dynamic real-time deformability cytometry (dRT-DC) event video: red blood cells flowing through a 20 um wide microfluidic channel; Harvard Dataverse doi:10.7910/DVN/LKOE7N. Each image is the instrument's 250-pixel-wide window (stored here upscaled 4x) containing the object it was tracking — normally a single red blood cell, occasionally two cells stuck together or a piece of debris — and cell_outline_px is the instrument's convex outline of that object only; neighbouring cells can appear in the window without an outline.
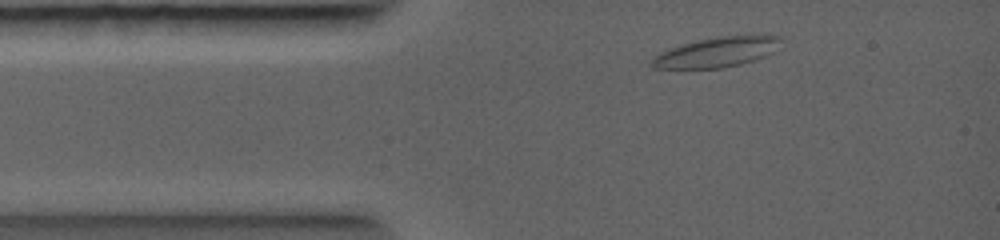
{"species": "common noctule bat (a hibernating species)", "species_latin": "Nyctalus noctula", "temperature_condition": "warm", "stored_images_in_passage": 18, "camera_frame_rate_fps": 5000, "um_per_image_px": 0.085, "animal": {"sex": "female", "body_mass_g": 19.0, "forearm_length_mm": 56.7}, "frame": {"image": 1, "passage_image": 2, "time_ms": 0.6, "image_size_px": [1000, 240], "cell_outline_px": [[784, 36], [772, 52], [756, 60], [724, 68], [652, 68], [648, 64], [660, 52], [668, 48], [680, 44], [696, 40], [720, 36], [756, 32], [768, 32]], "centroid_in_image_um": [61.02, 4.37], "position_along_channel_um": 24.0, "area_um2": 23.47}}
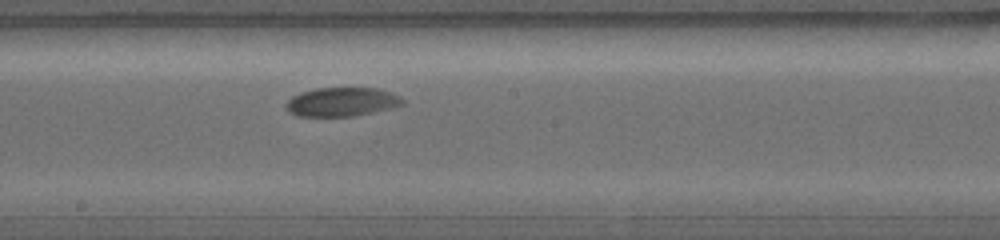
{"frame": {"image": 2, "passage_image": 10, "time_ms": 4.4, "image_size_px": [1000, 240], "cell_outline_px": [[404, 104], [396, 108], [352, 116], [300, 116], [288, 112], [284, 108], [284, 104], [292, 96], [300, 92], [316, 88], [376, 88], [392, 92], [400, 96], [404, 100]], "centroid_in_image_um": [29.07, 8.66], "position_along_channel_um": 219.1, "area_um2": 19.94}}
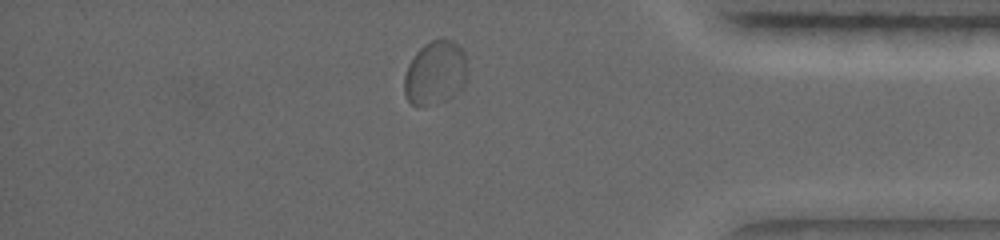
{"frame": {"image": 3, "passage_image": 17, "time_ms": 7.8, "image_size_px": [1000, 240], "cell_outline_px": [[464, 84], [460, 92], [436, 104], [412, 104], [408, 100], [404, 92], [404, 76], [408, 64], [416, 52], [424, 44], [432, 40], [444, 36], [460, 44], [464, 52]], "centroid_in_image_um": [36.98, 6.14], "position_along_channel_um": 398.2, "area_um2": 23.41}}